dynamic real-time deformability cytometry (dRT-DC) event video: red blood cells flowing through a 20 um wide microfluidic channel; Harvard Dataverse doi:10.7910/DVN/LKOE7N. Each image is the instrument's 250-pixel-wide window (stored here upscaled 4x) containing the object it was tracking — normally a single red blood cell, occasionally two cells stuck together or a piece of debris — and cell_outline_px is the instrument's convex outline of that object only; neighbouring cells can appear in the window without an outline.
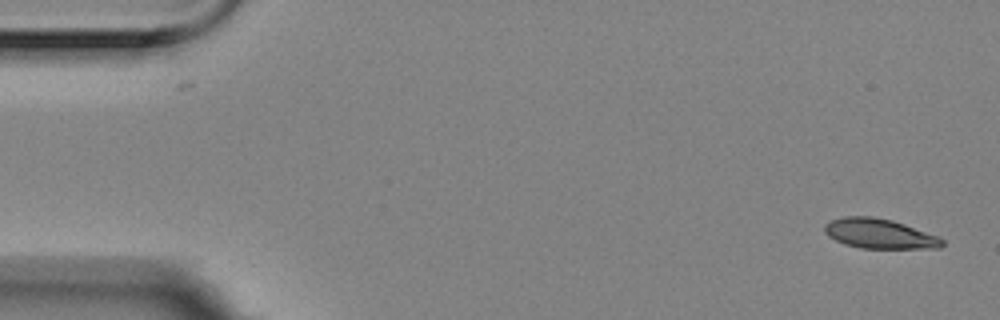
{"species": "Egyptian fruit bat (a non-hibernating species)", "species_latin": "Rousettus aegyptiacus", "temperature_condition": "room temperature", "stored_images_in_passage": 2, "camera_frame_rate_fps": 3000, "um_per_image_px": 0.085, "animal": {"sex": "female"}, "frame": {"image": 1, "passage_image": 2, "time_ms": 0.333, "image_size_px": [1000, 320], "cell_outline_px": [[944, 244], [940, 248], [860, 248], [844, 244], [828, 236], [824, 232], [824, 224], [832, 220], [844, 216], [872, 216], [892, 220], [904, 224], [936, 236], [944, 240]], "centroid_in_image_um": [74.71, 19.86], "position_along_channel_um": 10.3, "area_um2": 20.29}}